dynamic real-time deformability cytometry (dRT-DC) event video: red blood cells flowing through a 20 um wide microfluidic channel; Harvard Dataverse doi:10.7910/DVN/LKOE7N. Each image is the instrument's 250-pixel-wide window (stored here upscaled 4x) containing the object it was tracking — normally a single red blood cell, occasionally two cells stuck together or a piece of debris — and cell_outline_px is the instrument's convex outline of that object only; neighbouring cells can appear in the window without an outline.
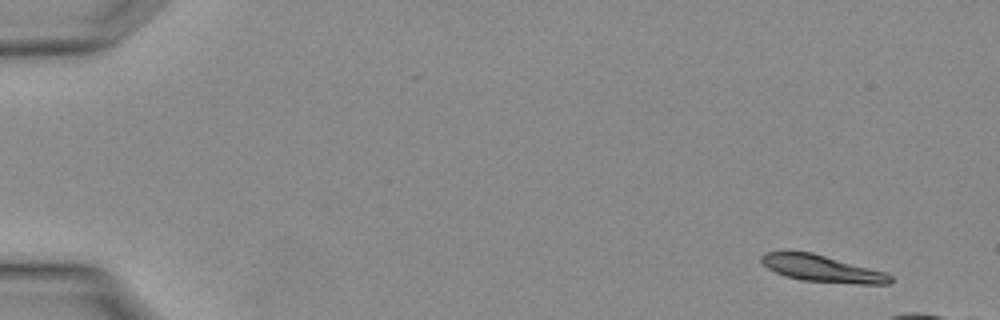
{"species": "Egyptian fruit bat (a non-hibernating species)", "species_latin": "Rousettus aegyptiacus", "temperature_condition": "warm", "stored_images_in_passage": 3, "camera_frame_rate_fps": 3000, "um_per_image_px": 0.085, "animal": {"sex": "female"}, "frame": {"image": 1, "passage_image": 1, "time_ms": 0.0, "image_size_px": [1000, 320], "cell_outline_px": [[892, 280], [888, 284], [856, 284], [800, 280], [784, 276], [768, 268], [760, 260], [760, 256], [764, 252], [812, 252], [884, 272], [892, 276]], "centroid_in_image_um": [69.85, 22.84], "position_along_channel_um": 15.1, "area_um2": 19.88}}